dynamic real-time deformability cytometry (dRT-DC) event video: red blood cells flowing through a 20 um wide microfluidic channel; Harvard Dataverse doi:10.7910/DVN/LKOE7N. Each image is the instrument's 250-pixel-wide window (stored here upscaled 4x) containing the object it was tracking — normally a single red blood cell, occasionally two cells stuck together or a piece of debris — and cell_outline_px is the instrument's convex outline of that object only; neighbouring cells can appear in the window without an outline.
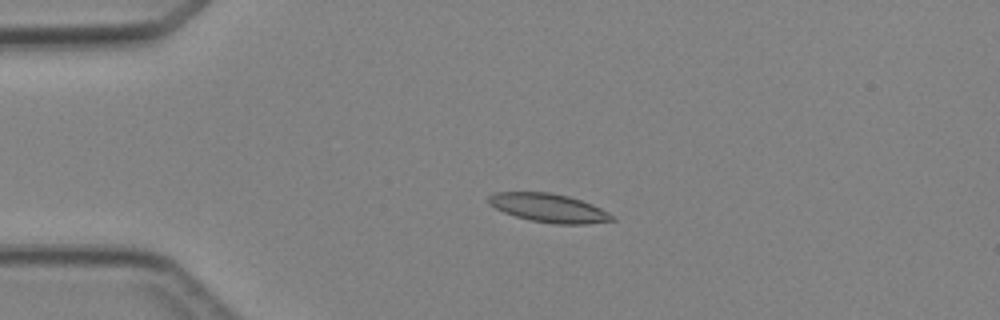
{"species": "Egyptian fruit bat (a non-hibernating species)", "species_latin": "Rousettus aegyptiacus", "temperature_condition": "cold", "stored_images_in_passage": 5, "segment_of_instrument_passage": [1, 2], "camera_frame_rate_fps": 3000, "um_per_image_px": 0.085, "animal": {"sex": "female"}, "frame": {"image": 1, "passage_image": 3, "time_ms": 2.667, "image_size_px": [1000, 320], "cell_outline_px": [[616, 220], [584, 224], [556, 224], [532, 220], [516, 216], [504, 212], [488, 204], [488, 196], [496, 192], [548, 192], [568, 196], [592, 204], [616, 216]], "centroid_in_image_um": [46.66, 17.67], "position_along_channel_um": 38.3, "area_um2": 20.46}}